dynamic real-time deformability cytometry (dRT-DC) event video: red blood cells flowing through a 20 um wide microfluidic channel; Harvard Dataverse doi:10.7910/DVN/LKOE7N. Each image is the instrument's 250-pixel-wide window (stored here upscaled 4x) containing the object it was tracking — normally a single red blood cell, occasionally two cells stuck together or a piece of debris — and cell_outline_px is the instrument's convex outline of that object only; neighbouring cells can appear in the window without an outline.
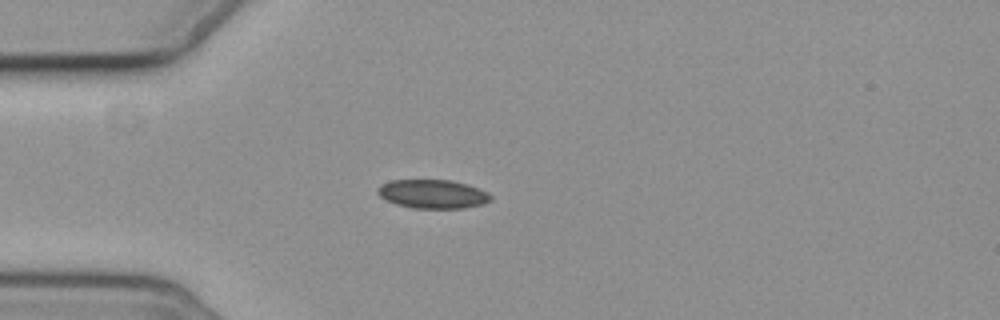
{"species": "common noctule bat (a hibernating species)", "species_latin": "Nyctalus noctula", "temperature_condition": "cold", "stored_images_in_passage": 4, "camera_frame_rate_fps": 3000, "um_per_image_px": 0.085, "animal": {"sex": "female", "body_mass_g": 19.3, "forearm_length_mm": 54.1}, "frame": {"image": 1, "passage_image": 4, "time_ms": 3.333, "image_size_px": [1000, 320], "cell_outline_px": [[492, 200], [484, 204], [464, 208], [412, 208], [396, 204], [380, 196], [376, 192], [376, 188], [392, 180], [452, 180], [468, 184], [488, 192], [492, 196]], "centroid_in_image_um": [36.82, 16.49], "position_along_channel_um": 48.2, "area_um2": 19.02}}